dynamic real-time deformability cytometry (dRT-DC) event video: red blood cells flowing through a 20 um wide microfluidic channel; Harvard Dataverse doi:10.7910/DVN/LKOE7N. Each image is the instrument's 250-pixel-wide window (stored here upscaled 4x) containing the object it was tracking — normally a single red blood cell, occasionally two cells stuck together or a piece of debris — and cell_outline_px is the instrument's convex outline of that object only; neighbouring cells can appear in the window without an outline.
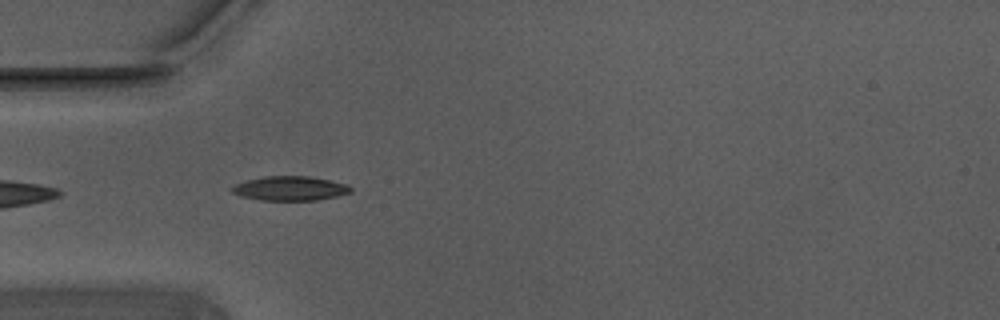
{"species": "Egyptian fruit bat (a non-hibernating species)", "species_latin": "Rousettus aegyptiacus", "temperature_condition": "warm", "stored_images_in_passage": 7, "camera_frame_rate_fps": 3000, "um_per_image_px": 0.085, "animal": {"sex": "male"}, "frame": {"image": 1, "passage_image": 4, "time_ms": 1.0, "image_size_px": [1000, 320], "cell_outline_px": [[352, 192], [320, 200], [260, 200], [240, 196], [232, 192], [232, 188], [236, 184], [248, 180], [264, 176], [308, 176], [348, 184], [352, 188]], "centroid_in_image_um": [24.68, 16.02], "position_along_channel_um": 60.3, "area_um2": 16.76}}